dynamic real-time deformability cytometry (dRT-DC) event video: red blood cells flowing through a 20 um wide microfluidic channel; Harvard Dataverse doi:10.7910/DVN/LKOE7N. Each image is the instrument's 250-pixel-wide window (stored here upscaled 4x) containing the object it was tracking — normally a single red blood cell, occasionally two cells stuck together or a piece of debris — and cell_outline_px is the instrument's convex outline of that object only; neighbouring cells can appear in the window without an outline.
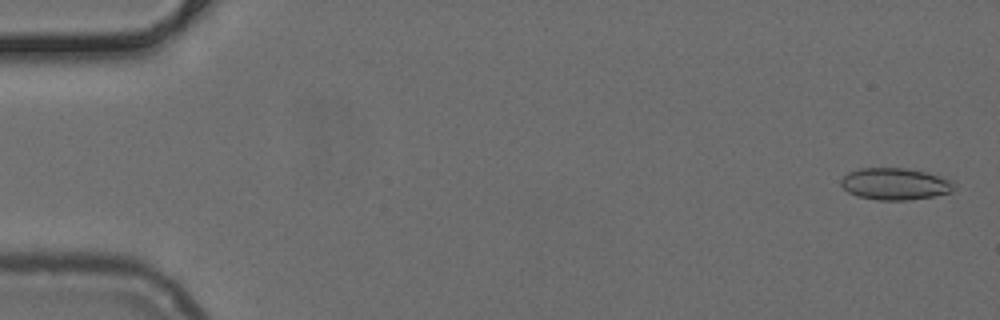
{"species": "common noctule bat (a hibernating species)", "species_latin": "Nyctalus noctula", "temperature_condition": "cold", "stored_images_in_passage": 42, "camera_frame_rate_fps": 3000, "um_per_image_px": 0.085, "animal": {"sex": "female", "body_mass_g": 24.6, "forearm_length_mm": 56.2}, "frame": {"image": 1, "passage_image": 2, "time_ms": 0.333, "image_size_px": [1000, 320], "cell_outline_px": [[956, 188], [952, 192], [932, 196], [908, 200], [876, 200], [856, 196], [848, 192], [840, 184], [840, 180], [848, 172], [860, 168], [904, 168], [924, 172], [952, 180], [956, 184]], "centroid_in_image_um": [76.07, 15.64], "position_along_channel_um": 8.9, "area_um2": 21.04}}
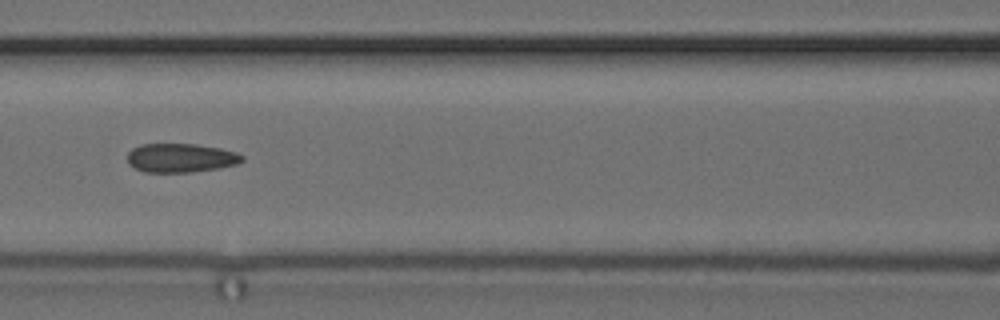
{"frame": {"image": 2, "passage_image": 23, "time_ms": 7.333, "image_size_px": [1000, 320], "cell_outline_px": [[244, 160], [236, 164], [220, 168], [192, 172], [144, 172], [128, 164], [128, 152], [132, 148], [140, 144], [196, 144], [220, 148], [236, 152], [244, 156]], "centroid_in_image_um": [15.37, 13.42], "position_along_channel_um": 151.2, "area_um2": 19.42}}
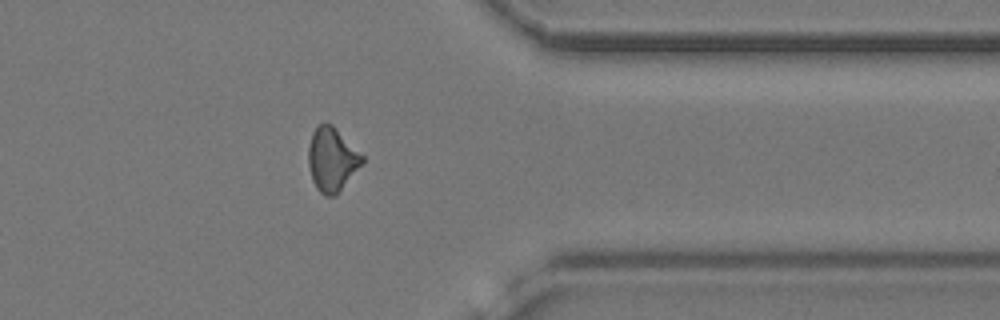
{"frame": {"image": 3, "passage_image": 41, "time_ms": 13.333, "image_size_px": [1000, 320], "cell_outline_px": [[364, 160], [336, 196], [324, 196], [316, 188], [312, 180], [308, 164], [308, 148], [312, 132], [324, 120], [332, 124], [364, 156]], "centroid_in_image_um": [28.19, 13.54], "position_along_channel_um": 383.2, "area_um2": 20.0}}